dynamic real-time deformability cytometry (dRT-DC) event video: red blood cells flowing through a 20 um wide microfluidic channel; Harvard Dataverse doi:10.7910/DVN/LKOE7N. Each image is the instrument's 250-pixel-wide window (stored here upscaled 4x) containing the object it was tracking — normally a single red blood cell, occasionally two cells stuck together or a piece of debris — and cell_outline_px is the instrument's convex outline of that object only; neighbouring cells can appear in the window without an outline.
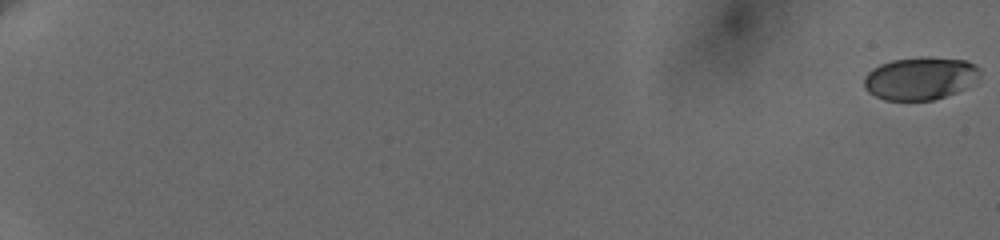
{"species": "human", "species_latin": "Homo sapiens", "temperature_condition": "cold", "stored_images_in_passage": 60, "camera_frame_rate_fps": 3000, "um_per_image_px": 0.085, "donor": {"sex": "female"}, "frame": {"image": 1, "passage_image": 1, "time_ms": 0.0, "image_size_px": [1000, 240], "cell_outline_px": [[980, 76], [976, 84], [956, 92], [932, 100], [884, 100], [868, 92], [864, 88], [864, 76], [872, 68], [880, 64], [892, 60], [928, 56], [968, 60], [976, 64], [980, 68]], "centroid_in_image_um": [78.26, 6.64], "position_along_channel_um": 6.7, "area_um2": 29.36}}
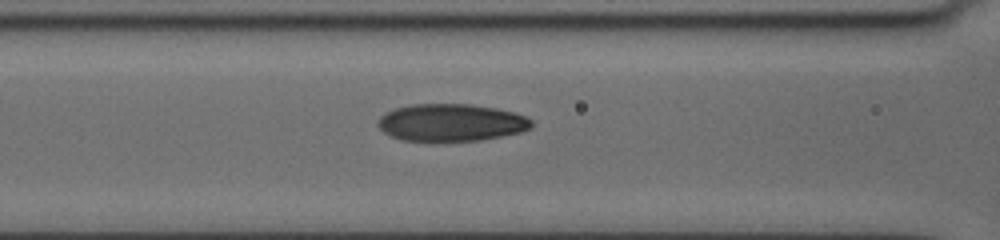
{"frame": {"image": 2, "passage_image": 52, "time_ms": 10.0, "image_size_px": [1000, 240], "cell_outline_px": [[532, 128], [520, 132], [480, 140], [432, 144], [400, 140], [384, 132], [376, 124], [380, 116], [384, 112], [396, 108], [412, 104], [472, 104], [496, 108], [516, 112], [528, 116], [532, 120]], "centroid_in_image_um": [38.33, 10.45], "position_along_channel_um": 128.3, "area_um2": 34.56}}
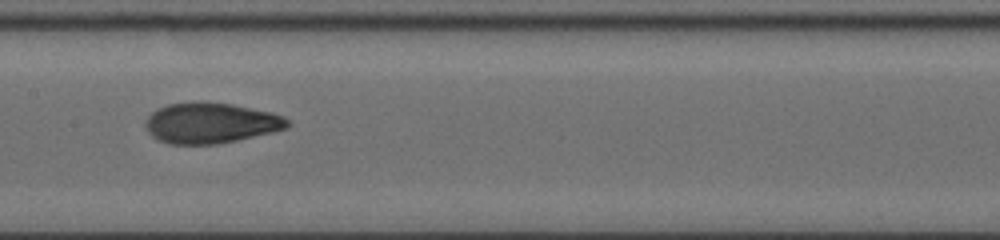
{"frame": {"image": 3, "passage_image": 59, "time_ms": 11.667, "image_size_px": [1000, 240], "cell_outline_px": [[292, 124], [288, 128], [272, 132], [236, 140], [216, 144], [168, 144], [152, 136], [148, 132], [144, 124], [148, 116], [156, 108], [168, 104], [200, 100], [232, 104], [272, 112], [284, 116]], "centroid_in_image_um": [17.91, 10.43], "position_along_channel_um": 189.5, "area_um2": 33.93}}